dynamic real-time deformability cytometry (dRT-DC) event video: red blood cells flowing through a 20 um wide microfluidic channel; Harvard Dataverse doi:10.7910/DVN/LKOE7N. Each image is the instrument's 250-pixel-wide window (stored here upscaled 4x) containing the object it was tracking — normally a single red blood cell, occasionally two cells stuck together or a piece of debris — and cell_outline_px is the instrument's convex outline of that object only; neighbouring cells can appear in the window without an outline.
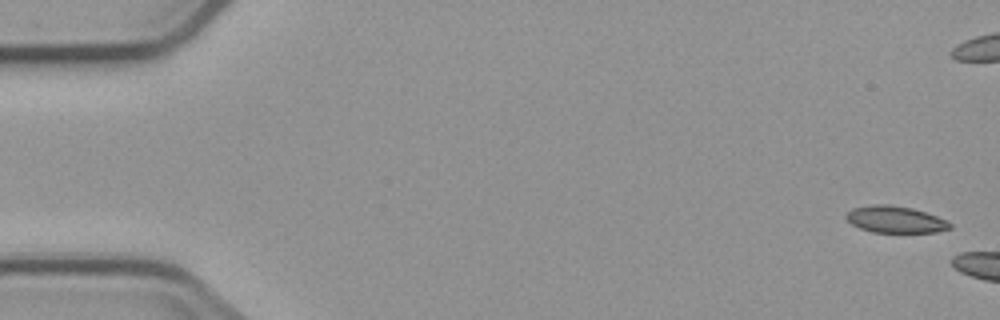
{"species": "common noctule bat (a hibernating species)", "species_latin": "Nyctalus noctula", "temperature_condition": "cold", "stored_images_in_passage": 6, "camera_frame_rate_fps": 3000, "um_per_image_px": 0.085, "animal": {"sex": "male", "body_mass_g": 23.1, "forearm_length_mm": 52.7}, "frame": {"image": 1, "passage_image": 6, "time_ms": 6.0, "image_size_px": [1000, 320], "cell_outline_px": [[952, 228], [936, 232], [872, 232], [860, 228], [852, 224], [844, 216], [852, 208], [872, 204], [888, 204], [912, 208], [948, 220], [952, 224]], "centroid_in_image_um": [76.11, 18.65], "position_along_channel_um": 8.9, "area_um2": 16.18}}